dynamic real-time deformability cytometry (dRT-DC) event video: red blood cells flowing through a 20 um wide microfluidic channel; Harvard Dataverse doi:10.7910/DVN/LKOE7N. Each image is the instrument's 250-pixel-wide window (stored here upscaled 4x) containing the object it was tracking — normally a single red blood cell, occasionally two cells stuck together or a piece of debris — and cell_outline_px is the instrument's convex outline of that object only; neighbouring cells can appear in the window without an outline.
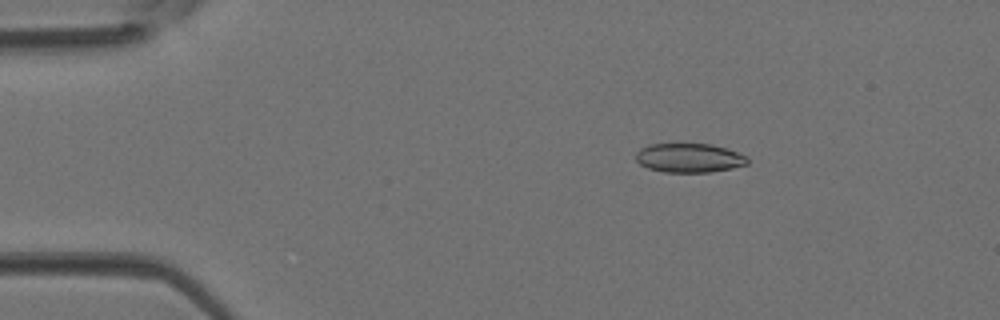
{"species": "Egyptian fruit bat (a non-hibernating species)", "species_latin": "Rousettus aegyptiacus", "temperature_condition": "room temperature", "stored_images_in_passage": 3, "camera_frame_rate_fps": 3000, "um_per_image_px": 0.085, "animal": {"sex": "female"}, "frame": {"image": 1, "passage_image": 2, "time_ms": 0.333, "image_size_px": [1000, 320], "cell_outline_px": [[748, 164], [732, 168], [708, 172], [664, 172], [648, 168], [640, 164], [636, 160], [636, 152], [640, 148], [648, 144], [712, 144], [748, 156]], "centroid_in_image_um": [58.56, 13.42], "position_along_channel_um": 26.4, "area_um2": 18.9}}